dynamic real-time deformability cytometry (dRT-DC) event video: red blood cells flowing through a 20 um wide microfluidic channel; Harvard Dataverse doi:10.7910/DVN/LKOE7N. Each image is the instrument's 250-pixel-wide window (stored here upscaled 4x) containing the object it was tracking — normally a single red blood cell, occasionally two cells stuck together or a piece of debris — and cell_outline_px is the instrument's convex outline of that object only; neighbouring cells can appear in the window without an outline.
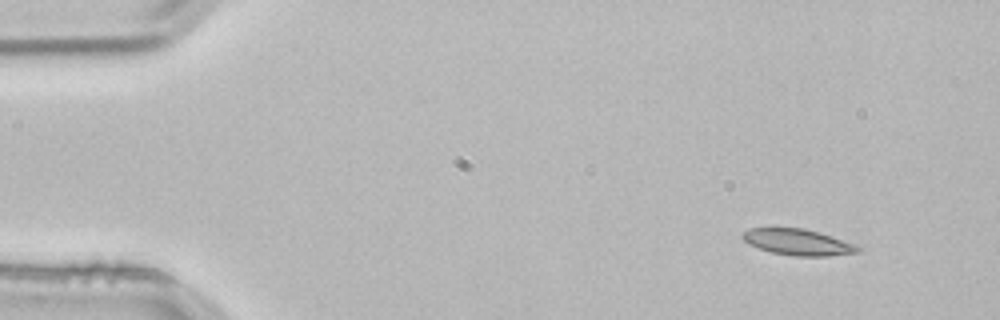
{"species": "common noctule bat (a hibernating species)", "species_latin": "Nyctalus noctula", "temperature_condition": "room temperature", "stored_images_in_passage": 3, "camera_frame_rate_fps": 3000, "um_per_image_px": 0.085, "animal": {"sex": "male", "body_mass_g": 21.5, "forearm_length_mm": 52.0}, "frame": {"image": 1, "passage_image": 1, "time_ms": 0.0, "image_size_px": [1000, 320], "cell_outline_px": [[860, 252], [828, 256], [792, 256], [772, 252], [748, 244], [740, 236], [748, 228], [804, 228], [856, 244], [860, 248]], "centroid_in_image_um": [67.81, 20.58], "position_along_channel_um": 17.2, "area_um2": 17.46}}